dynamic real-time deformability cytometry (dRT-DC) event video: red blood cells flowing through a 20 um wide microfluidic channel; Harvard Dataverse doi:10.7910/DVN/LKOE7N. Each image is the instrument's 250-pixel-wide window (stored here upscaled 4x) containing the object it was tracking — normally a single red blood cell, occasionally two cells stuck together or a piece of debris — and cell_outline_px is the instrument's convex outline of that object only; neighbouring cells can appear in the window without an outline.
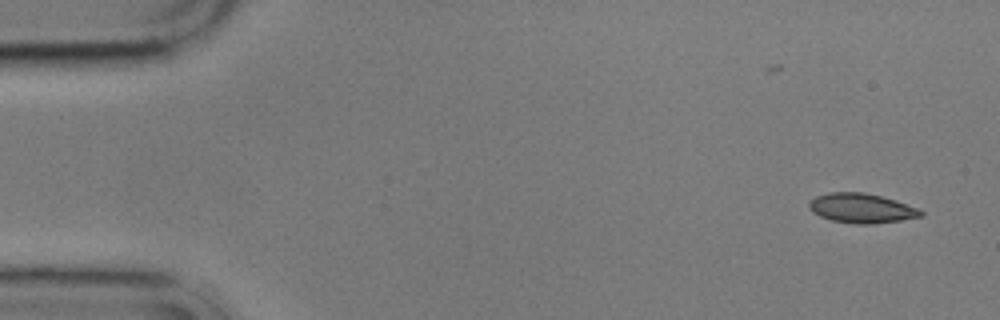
{"species": "common noctule bat (a hibernating species)", "species_latin": "Nyctalus noctula", "temperature_condition": "cold", "stored_images_in_passage": 7, "camera_frame_rate_fps": 3000, "um_per_image_px": 0.085, "animal": {"sex": "male", "body_mass_g": 17.9}, "frame": {"image": 1, "passage_image": 3, "time_ms": 2.333, "image_size_px": [1000, 320], "cell_outline_px": [[924, 216], [900, 220], [872, 224], [856, 224], [832, 220], [820, 216], [812, 212], [808, 208], [808, 200], [816, 196], [828, 192], [864, 192], [880, 196], [916, 208], [924, 212]], "centroid_in_image_um": [73.16, 17.7], "position_along_channel_um": 11.8, "area_um2": 19.13}}
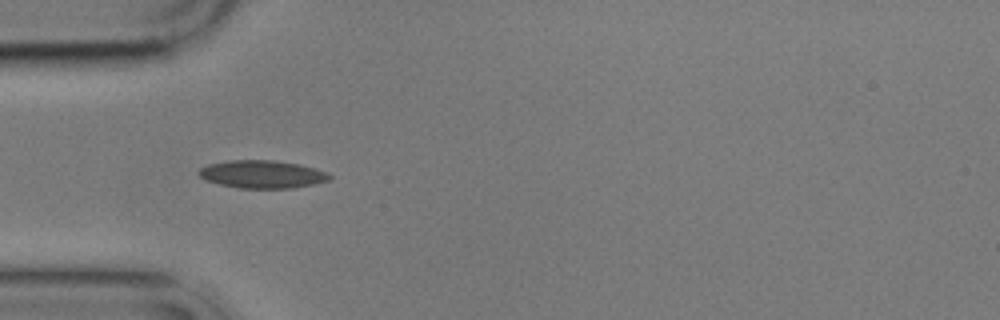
{"frame": {"image": 2, "passage_image": 7, "time_ms": 7.0, "image_size_px": [1000, 320], "cell_outline_px": [[332, 176], [328, 180], [312, 184], [292, 188], [240, 188], [220, 184], [208, 180], [200, 176], [196, 172], [200, 168], [208, 164], [228, 160], [272, 160], [300, 164], [328, 172]], "centroid_in_image_um": [22.28, 14.8], "position_along_channel_um": 62.7, "area_um2": 21.1}}